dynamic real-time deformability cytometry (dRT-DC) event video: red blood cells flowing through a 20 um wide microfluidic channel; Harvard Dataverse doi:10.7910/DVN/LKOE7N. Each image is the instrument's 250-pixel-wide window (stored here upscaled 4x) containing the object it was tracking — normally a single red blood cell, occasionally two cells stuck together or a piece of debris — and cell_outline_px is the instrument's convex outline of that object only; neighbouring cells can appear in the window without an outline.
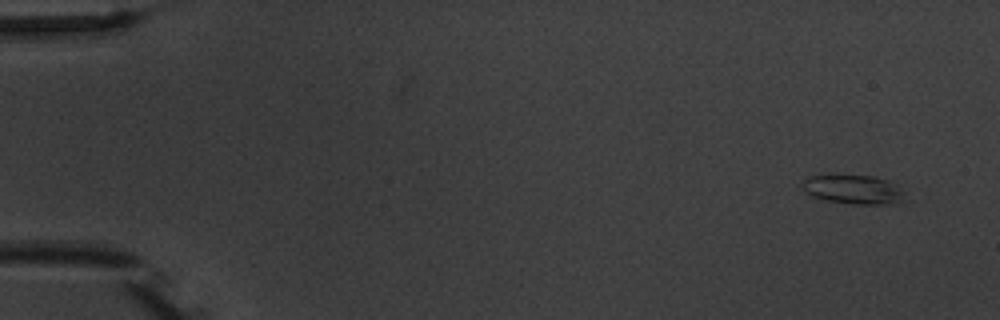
{"species": "common noctule bat (a hibernating species)", "species_latin": "Nyctalus noctula", "temperature_condition": "warm", "stored_images_in_passage": 6, "camera_frame_rate_fps": 3000, "um_per_image_px": 0.085, "animal": {"sex": "male", "body_mass_g": 20.1, "forearm_length_mm": 53.5}, "frame": {"image": 1, "passage_image": 1, "time_ms": 0.0, "image_size_px": [1000, 320], "cell_outline_px": [[908, 200], [896, 204], [856, 204], [824, 200], [812, 196], [800, 184], [804, 180], [812, 176], [872, 176], [892, 180], [904, 192]], "centroid_in_image_um": [72.66, 16.12], "position_along_channel_um": 12.3, "area_um2": 17.46}}